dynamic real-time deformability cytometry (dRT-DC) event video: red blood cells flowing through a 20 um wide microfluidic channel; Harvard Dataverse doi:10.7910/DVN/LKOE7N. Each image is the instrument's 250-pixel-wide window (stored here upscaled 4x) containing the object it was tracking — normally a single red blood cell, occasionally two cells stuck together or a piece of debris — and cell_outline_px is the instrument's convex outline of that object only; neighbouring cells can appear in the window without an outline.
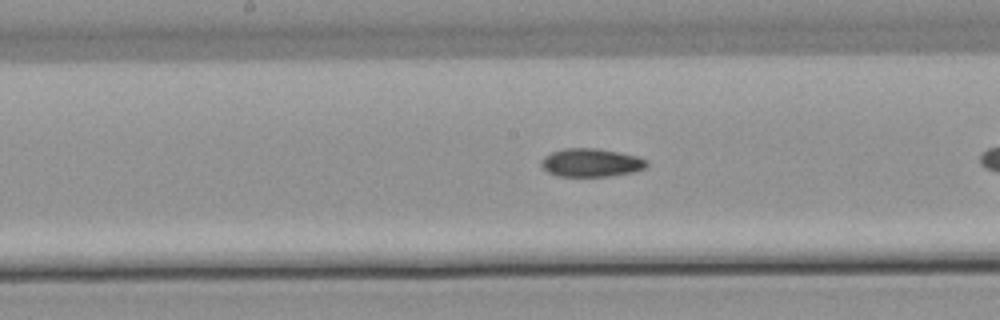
{"species": "common noctule bat (a hibernating species)", "species_latin": "Nyctalus noctula", "temperature_condition": "warm", "stored_images_in_passage": 37, "camera_frame_rate_fps": 3000, "um_per_image_px": 0.085, "animal": {"sex": "male", "body_mass_g": 21.5, "forearm_length_mm": 52.0}, "frame": {"image": 1, "passage_image": 22, "time_ms": 7.0, "image_size_px": [1000, 320], "cell_outline_px": [[648, 164], [644, 168], [632, 172], [608, 176], [556, 176], [548, 172], [540, 164], [544, 156], [552, 152], [564, 148], [596, 148], [636, 156], [644, 160]], "centroid_in_image_um": [50.19, 13.83], "position_along_channel_um": 198.0, "area_um2": 17.11}}